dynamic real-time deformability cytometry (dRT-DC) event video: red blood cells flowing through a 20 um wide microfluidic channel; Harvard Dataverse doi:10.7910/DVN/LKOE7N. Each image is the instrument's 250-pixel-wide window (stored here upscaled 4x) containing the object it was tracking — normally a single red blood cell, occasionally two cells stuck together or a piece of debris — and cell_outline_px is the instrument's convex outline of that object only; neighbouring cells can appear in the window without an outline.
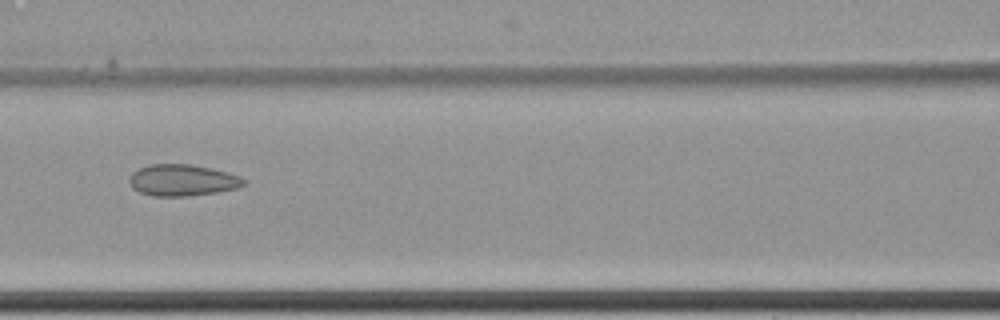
{"species": "common noctule bat (a hibernating species)", "species_latin": "Nyctalus noctula", "temperature_condition": "cold", "stored_images_in_passage": 9, "segment_of_instrument_passage": [1, 2], "camera_frame_rate_fps": 3000, "um_per_image_px": 0.085, "animal": {"sex": "female", "body_mass_g": 22.7, "forearm_length_mm": 54.2}, "frame": {"image": 1, "passage_image": 4, "time_ms": 1.0, "image_size_px": [1000, 320], "cell_outline_px": [[248, 180], [244, 184], [236, 188], [216, 192], [188, 196], [152, 196], [140, 192], [132, 188], [128, 180], [132, 172], [148, 164], [188, 164], [212, 168], [240, 176]], "centroid_in_image_um": [15.49, 15.31], "position_along_channel_um": 151.1, "area_um2": 21.04}}
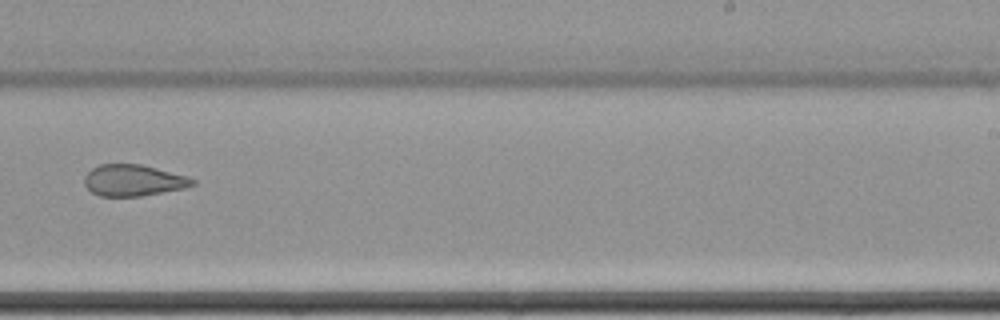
{"frame": {"image": 2, "passage_image": 7, "time_ms": 2.0, "image_size_px": [1000, 320], "cell_outline_px": [[196, 184], [184, 188], [140, 196], [100, 196], [92, 192], [84, 184], [84, 176], [92, 168], [100, 164], [140, 164], [188, 176], [196, 180]], "centroid_in_image_um": [11.34, 15.32], "position_along_channel_um": 277.7, "area_um2": 19.71}}
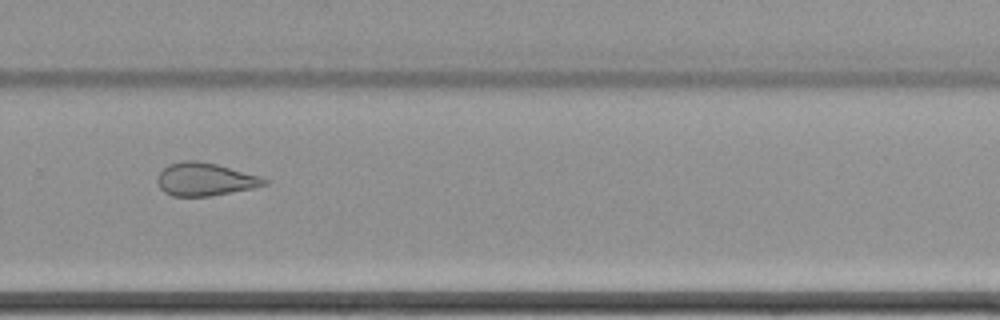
{"frame": {"image": 3, "passage_image": 8, "time_ms": 2.333, "image_size_px": [1000, 320], "cell_outline_px": [[268, 184], [252, 188], [212, 196], [172, 196], [164, 192], [160, 188], [156, 180], [160, 172], [168, 164], [184, 160], [196, 160], [216, 164], [260, 176], [268, 180]], "centroid_in_image_um": [17.41, 15.24], "position_along_channel_um": 312.4, "area_um2": 20.52}}